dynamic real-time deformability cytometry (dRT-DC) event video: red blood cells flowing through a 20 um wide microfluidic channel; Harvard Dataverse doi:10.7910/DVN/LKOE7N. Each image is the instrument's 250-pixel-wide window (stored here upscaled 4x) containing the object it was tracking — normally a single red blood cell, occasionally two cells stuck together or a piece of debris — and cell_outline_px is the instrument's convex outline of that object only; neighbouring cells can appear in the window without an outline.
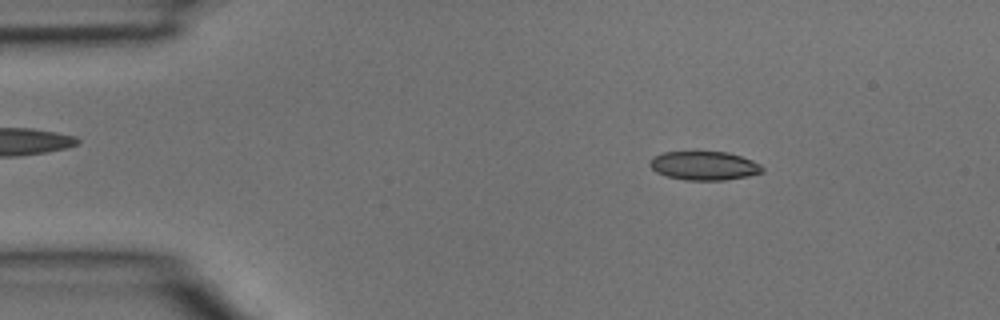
{"species": "common noctule bat (a hibernating species)", "species_latin": "Nyctalus noctula", "temperature_condition": "room temperature", "stored_images_in_passage": 2, "camera_frame_rate_fps": 3000, "um_per_image_px": 0.085, "animal": {"sex": "male", "body_mass_g": 15.6}, "frame": {"image": 1, "passage_image": 1, "time_ms": 0.0, "image_size_px": [1000, 320], "cell_outline_px": [[764, 172], [748, 176], [724, 180], [684, 180], [668, 176], [656, 172], [648, 164], [652, 156], [664, 152], [728, 152], [752, 160], [760, 164], [764, 168]], "centroid_in_image_um": [59.85, 14.08], "position_along_channel_um": 25.1, "area_um2": 18.9}}